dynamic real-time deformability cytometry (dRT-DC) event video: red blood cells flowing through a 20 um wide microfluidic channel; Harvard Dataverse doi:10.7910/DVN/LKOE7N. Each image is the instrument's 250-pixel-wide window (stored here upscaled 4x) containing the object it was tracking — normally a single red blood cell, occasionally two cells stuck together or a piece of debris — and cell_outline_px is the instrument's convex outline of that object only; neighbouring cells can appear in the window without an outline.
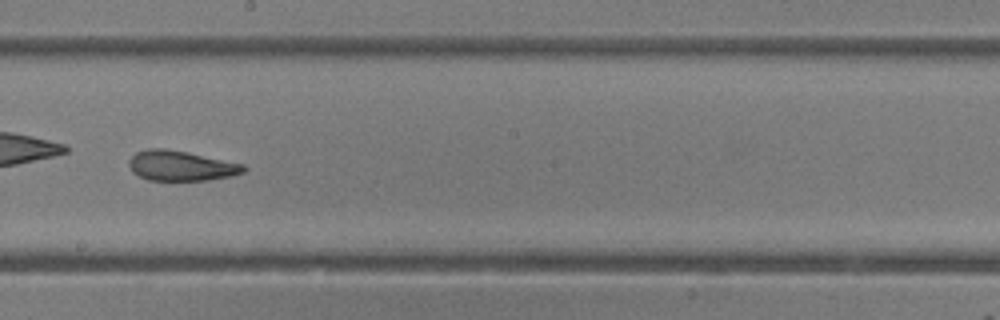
{"species": "common noctule bat (a hibernating species)", "species_latin": "Nyctalus noctula", "temperature_condition": "room temperature", "stored_images_in_passage": 30, "camera_frame_rate_fps": 3000, "um_per_image_px": 0.085, "animal": {"sex": "female"}, "frame": {"image": 1, "passage_image": 13, "time_ms": 4.0, "image_size_px": [1000, 320], "cell_outline_px": [[248, 168], [244, 172], [232, 176], [208, 180], [148, 180], [132, 172], [128, 164], [128, 160], [136, 152], [148, 148], [164, 148], [188, 152], [244, 164]], "centroid_in_image_um": [15.39, 14.08], "position_along_channel_um": 232.8, "area_um2": 20.23}}
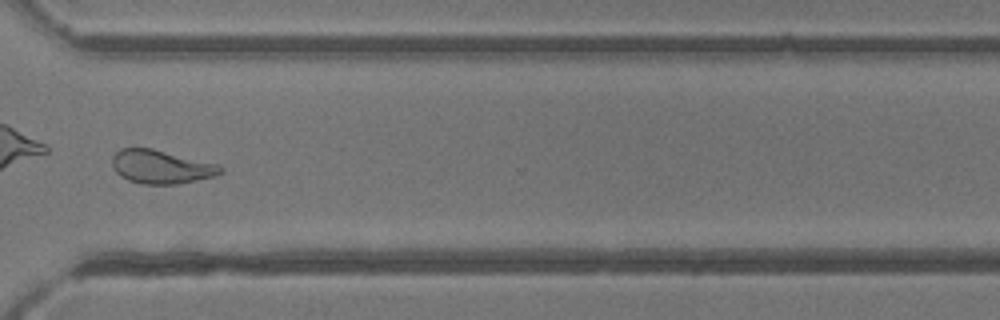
{"frame": {"image": 2, "passage_image": 22, "time_ms": 7.0, "image_size_px": [1000, 320], "cell_outline_px": [[224, 172], [216, 176], [176, 184], [144, 184], [128, 180], [120, 176], [112, 168], [112, 156], [120, 148], [152, 148], [220, 164], [224, 168]], "centroid_in_image_um": [13.72, 14.17], "position_along_channel_um": 356.9, "area_um2": 21.44}}